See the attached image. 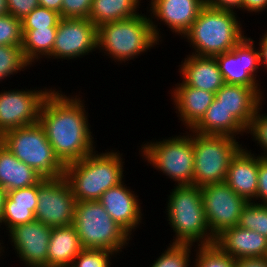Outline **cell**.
Listing matches in <instances>:
<instances>
[{
  "label": "cell",
  "instance_id": "obj_1",
  "mask_svg": "<svg viewBox=\"0 0 267 267\" xmlns=\"http://www.w3.org/2000/svg\"><path fill=\"white\" fill-rule=\"evenodd\" d=\"M82 101L79 95L70 97L61 90L51 88L39 110L38 122L64 165L79 161L95 151L94 138Z\"/></svg>",
  "mask_w": 267,
  "mask_h": 267
},
{
  "label": "cell",
  "instance_id": "obj_2",
  "mask_svg": "<svg viewBox=\"0 0 267 267\" xmlns=\"http://www.w3.org/2000/svg\"><path fill=\"white\" fill-rule=\"evenodd\" d=\"M123 154L96 151L85 158L65 165L64 176L76 202L99 201L102 194L123 182Z\"/></svg>",
  "mask_w": 267,
  "mask_h": 267
},
{
  "label": "cell",
  "instance_id": "obj_3",
  "mask_svg": "<svg viewBox=\"0 0 267 267\" xmlns=\"http://www.w3.org/2000/svg\"><path fill=\"white\" fill-rule=\"evenodd\" d=\"M153 20L145 14L109 22L97 27V49L122 63L145 53L161 42Z\"/></svg>",
  "mask_w": 267,
  "mask_h": 267
},
{
  "label": "cell",
  "instance_id": "obj_4",
  "mask_svg": "<svg viewBox=\"0 0 267 267\" xmlns=\"http://www.w3.org/2000/svg\"><path fill=\"white\" fill-rule=\"evenodd\" d=\"M236 11L216 9L206 4L189 30L182 36L195 52L192 55L215 57L233 49L244 37L245 31Z\"/></svg>",
  "mask_w": 267,
  "mask_h": 267
},
{
  "label": "cell",
  "instance_id": "obj_5",
  "mask_svg": "<svg viewBox=\"0 0 267 267\" xmlns=\"http://www.w3.org/2000/svg\"><path fill=\"white\" fill-rule=\"evenodd\" d=\"M167 203V216L170 227L175 232L172 243L211 245L215 238L208 227L201 187L196 185H176L171 189Z\"/></svg>",
  "mask_w": 267,
  "mask_h": 267
},
{
  "label": "cell",
  "instance_id": "obj_6",
  "mask_svg": "<svg viewBox=\"0 0 267 267\" xmlns=\"http://www.w3.org/2000/svg\"><path fill=\"white\" fill-rule=\"evenodd\" d=\"M73 226L83 249H106L120 253L132 239L99 201L76 202Z\"/></svg>",
  "mask_w": 267,
  "mask_h": 267
},
{
  "label": "cell",
  "instance_id": "obj_7",
  "mask_svg": "<svg viewBox=\"0 0 267 267\" xmlns=\"http://www.w3.org/2000/svg\"><path fill=\"white\" fill-rule=\"evenodd\" d=\"M0 142L43 178H59L65 173V165L56 156L39 122L5 132Z\"/></svg>",
  "mask_w": 267,
  "mask_h": 267
},
{
  "label": "cell",
  "instance_id": "obj_8",
  "mask_svg": "<svg viewBox=\"0 0 267 267\" xmlns=\"http://www.w3.org/2000/svg\"><path fill=\"white\" fill-rule=\"evenodd\" d=\"M191 132L186 136L147 142L140 148L145 161L176 181L177 184L174 185H194L193 131Z\"/></svg>",
  "mask_w": 267,
  "mask_h": 267
},
{
  "label": "cell",
  "instance_id": "obj_9",
  "mask_svg": "<svg viewBox=\"0 0 267 267\" xmlns=\"http://www.w3.org/2000/svg\"><path fill=\"white\" fill-rule=\"evenodd\" d=\"M228 135H200L193 132L194 185L203 187L223 183L230 162L242 148Z\"/></svg>",
  "mask_w": 267,
  "mask_h": 267
},
{
  "label": "cell",
  "instance_id": "obj_10",
  "mask_svg": "<svg viewBox=\"0 0 267 267\" xmlns=\"http://www.w3.org/2000/svg\"><path fill=\"white\" fill-rule=\"evenodd\" d=\"M36 220L51 227L73 224L76 199L65 176L43 178L37 184Z\"/></svg>",
  "mask_w": 267,
  "mask_h": 267
},
{
  "label": "cell",
  "instance_id": "obj_11",
  "mask_svg": "<svg viewBox=\"0 0 267 267\" xmlns=\"http://www.w3.org/2000/svg\"><path fill=\"white\" fill-rule=\"evenodd\" d=\"M201 196L205 218L214 238L225 229L238 225L242 209L248 203L225 182L201 187Z\"/></svg>",
  "mask_w": 267,
  "mask_h": 267
},
{
  "label": "cell",
  "instance_id": "obj_12",
  "mask_svg": "<svg viewBox=\"0 0 267 267\" xmlns=\"http://www.w3.org/2000/svg\"><path fill=\"white\" fill-rule=\"evenodd\" d=\"M45 90H9L0 92V137L7 131L38 123Z\"/></svg>",
  "mask_w": 267,
  "mask_h": 267
},
{
  "label": "cell",
  "instance_id": "obj_13",
  "mask_svg": "<svg viewBox=\"0 0 267 267\" xmlns=\"http://www.w3.org/2000/svg\"><path fill=\"white\" fill-rule=\"evenodd\" d=\"M97 49V27L89 18H61L50 58L76 59Z\"/></svg>",
  "mask_w": 267,
  "mask_h": 267
},
{
  "label": "cell",
  "instance_id": "obj_14",
  "mask_svg": "<svg viewBox=\"0 0 267 267\" xmlns=\"http://www.w3.org/2000/svg\"><path fill=\"white\" fill-rule=\"evenodd\" d=\"M254 40L247 35L230 51L215 56L224 83L259 87L256 79L259 63V51Z\"/></svg>",
  "mask_w": 267,
  "mask_h": 267
},
{
  "label": "cell",
  "instance_id": "obj_15",
  "mask_svg": "<svg viewBox=\"0 0 267 267\" xmlns=\"http://www.w3.org/2000/svg\"><path fill=\"white\" fill-rule=\"evenodd\" d=\"M7 233L25 267H47L48 245L52 228L38 220L21 224Z\"/></svg>",
  "mask_w": 267,
  "mask_h": 267
},
{
  "label": "cell",
  "instance_id": "obj_16",
  "mask_svg": "<svg viewBox=\"0 0 267 267\" xmlns=\"http://www.w3.org/2000/svg\"><path fill=\"white\" fill-rule=\"evenodd\" d=\"M124 184L123 180L105 191L99 202L111 218L131 236L132 230H136L140 225L143 214L138 196Z\"/></svg>",
  "mask_w": 267,
  "mask_h": 267
},
{
  "label": "cell",
  "instance_id": "obj_17",
  "mask_svg": "<svg viewBox=\"0 0 267 267\" xmlns=\"http://www.w3.org/2000/svg\"><path fill=\"white\" fill-rule=\"evenodd\" d=\"M260 88L225 83L215 93V98L247 130L264 101Z\"/></svg>",
  "mask_w": 267,
  "mask_h": 267
},
{
  "label": "cell",
  "instance_id": "obj_18",
  "mask_svg": "<svg viewBox=\"0 0 267 267\" xmlns=\"http://www.w3.org/2000/svg\"><path fill=\"white\" fill-rule=\"evenodd\" d=\"M206 4L207 0H151L150 19H160L173 33L183 36Z\"/></svg>",
  "mask_w": 267,
  "mask_h": 267
},
{
  "label": "cell",
  "instance_id": "obj_19",
  "mask_svg": "<svg viewBox=\"0 0 267 267\" xmlns=\"http://www.w3.org/2000/svg\"><path fill=\"white\" fill-rule=\"evenodd\" d=\"M214 244L236 259L267 256V238L253 230L234 226L215 237Z\"/></svg>",
  "mask_w": 267,
  "mask_h": 267
},
{
  "label": "cell",
  "instance_id": "obj_20",
  "mask_svg": "<svg viewBox=\"0 0 267 267\" xmlns=\"http://www.w3.org/2000/svg\"><path fill=\"white\" fill-rule=\"evenodd\" d=\"M259 154L241 148L230 162L225 183L247 202H254L257 194ZM254 199V200H253Z\"/></svg>",
  "mask_w": 267,
  "mask_h": 267
},
{
  "label": "cell",
  "instance_id": "obj_21",
  "mask_svg": "<svg viewBox=\"0 0 267 267\" xmlns=\"http://www.w3.org/2000/svg\"><path fill=\"white\" fill-rule=\"evenodd\" d=\"M179 68L183 82L197 89L216 93L225 83L215 57L188 55ZM181 69V70H180Z\"/></svg>",
  "mask_w": 267,
  "mask_h": 267
},
{
  "label": "cell",
  "instance_id": "obj_22",
  "mask_svg": "<svg viewBox=\"0 0 267 267\" xmlns=\"http://www.w3.org/2000/svg\"><path fill=\"white\" fill-rule=\"evenodd\" d=\"M171 91L173 104L180 121L191 130L205 115L206 110L212 104L215 93L197 89L182 83H177ZM173 94V95H172ZM185 123V124H184Z\"/></svg>",
  "mask_w": 267,
  "mask_h": 267
},
{
  "label": "cell",
  "instance_id": "obj_23",
  "mask_svg": "<svg viewBox=\"0 0 267 267\" xmlns=\"http://www.w3.org/2000/svg\"><path fill=\"white\" fill-rule=\"evenodd\" d=\"M37 184L6 192L0 224L7 230L36 220Z\"/></svg>",
  "mask_w": 267,
  "mask_h": 267
},
{
  "label": "cell",
  "instance_id": "obj_24",
  "mask_svg": "<svg viewBox=\"0 0 267 267\" xmlns=\"http://www.w3.org/2000/svg\"><path fill=\"white\" fill-rule=\"evenodd\" d=\"M42 179L35 169L17 159L0 142V186L6 192L33 186Z\"/></svg>",
  "mask_w": 267,
  "mask_h": 267
},
{
  "label": "cell",
  "instance_id": "obj_25",
  "mask_svg": "<svg viewBox=\"0 0 267 267\" xmlns=\"http://www.w3.org/2000/svg\"><path fill=\"white\" fill-rule=\"evenodd\" d=\"M82 250L78 233L73 224L52 228L48 245L47 267H70Z\"/></svg>",
  "mask_w": 267,
  "mask_h": 267
},
{
  "label": "cell",
  "instance_id": "obj_26",
  "mask_svg": "<svg viewBox=\"0 0 267 267\" xmlns=\"http://www.w3.org/2000/svg\"><path fill=\"white\" fill-rule=\"evenodd\" d=\"M200 135H228L236 138L237 134H247V130L219 104L214 98L202 119L191 129Z\"/></svg>",
  "mask_w": 267,
  "mask_h": 267
},
{
  "label": "cell",
  "instance_id": "obj_27",
  "mask_svg": "<svg viewBox=\"0 0 267 267\" xmlns=\"http://www.w3.org/2000/svg\"><path fill=\"white\" fill-rule=\"evenodd\" d=\"M141 0H93L89 19L96 27L122 19L135 17Z\"/></svg>",
  "mask_w": 267,
  "mask_h": 267
},
{
  "label": "cell",
  "instance_id": "obj_28",
  "mask_svg": "<svg viewBox=\"0 0 267 267\" xmlns=\"http://www.w3.org/2000/svg\"><path fill=\"white\" fill-rule=\"evenodd\" d=\"M22 30V52L26 61L34 64L35 60L43 57H50L55 43L57 27L42 29H21ZM33 62V63H32Z\"/></svg>",
  "mask_w": 267,
  "mask_h": 267
},
{
  "label": "cell",
  "instance_id": "obj_29",
  "mask_svg": "<svg viewBox=\"0 0 267 267\" xmlns=\"http://www.w3.org/2000/svg\"><path fill=\"white\" fill-rule=\"evenodd\" d=\"M238 226L256 231L267 238V205L248 202L242 209Z\"/></svg>",
  "mask_w": 267,
  "mask_h": 267
},
{
  "label": "cell",
  "instance_id": "obj_30",
  "mask_svg": "<svg viewBox=\"0 0 267 267\" xmlns=\"http://www.w3.org/2000/svg\"><path fill=\"white\" fill-rule=\"evenodd\" d=\"M22 46H7L0 45V81L10 75L17 74L18 71L29 67V63L26 61Z\"/></svg>",
  "mask_w": 267,
  "mask_h": 267
},
{
  "label": "cell",
  "instance_id": "obj_31",
  "mask_svg": "<svg viewBox=\"0 0 267 267\" xmlns=\"http://www.w3.org/2000/svg\"><path fill=\"white\" fill-rule=\"evenodd\" d=\"M192 246L194 245L171 243L151 267H189Z\"/></svg>",
  "mask_w": 267,
  "mask_h": 267
},
{
  "label": "cell",
  "instance_id": "obj_32",
  "mask_svg": "<svg viewBox=\"0 0 267 267\" xmlns=\"http://www.w3.org/2000/svg\"><path fill=\"white\" fill-rule=\"evenodd\" d=\"M193 267H235V259L223 253L215 244L198 245Z\"/></svg>",
  "mask_w": 267,
  "mask_h": 267
},
{
  "label": "cell",
  "instance_id": "obj_33",
  "mask_svg": "<svg viewBox=\"0 0 267 267\" xmlns=\"http://www.w3.org/2000/svg\"><path fill=\"white\" fill-rule=\"evenodd\" d=\"M60 19V13L57 11L37 6L27 16L21 19V29L57 27Z\"/></svg>",
  "mask_w": 267,
  "mask_h": 267
},
{
  "label": "cell",
  "instance_id": "obj_34",
  "mask_svg": "<svg viewBox=\"0 0 267 267\" xmlns=\"http://www.w3.org/2000/svg\"><path fill=\"white\" fill-rule=\"evenodd\" d=\"M114 254L117 253L106 249H83L70 267H110Z\"/></svg>",
  "mask_w": 267,
  "mask_h": 267
},
{
  "label": "cell",
  "instance_id": "obj_35",
  "mask_svg": "<svg viewBox=\"0 0 267 267\" xmlns=\"http://www.w3.org/2000/svg\"><path fill=\"white\" fill-rule=\"evenodd\" d=\"M0 45L22 46L20 19L10 14L0 16Z\"/></svg>",
  "mask_w": 267,
  "mask_h": 267
},
{
  "label": "cell",
  "instance_id": "obj_36",
  "mask_svg": "<svg viewBox=\"0 0 267 267\" xmlns=\"http://www.w3.org/2000/svg\"><path fill=\"white\" fill-rule=\"evenodd\" d=\"M260 106L256 110L252 122L247 129V133L252 135L253 140L263 149L260 156L267 157V114H260ZM264 154V155H263Z\"/></svg>",
  "mask_w": 267,
  "mask_h": 267
},
{
  "label": "cell",
  "instance_id": "obj_37",
  "mask_svg": "<svg viewBox=\"0 0 267 267\" xmlns=\"http://www.w3.org/2000/svg\"><path fill=\"white\" fill-rule=\"evenodd\" d=\"M93 0H62L61 18H88Z\"/></svg>",
  "mask_w": 267,
  "mask_h": 267
},
{
  "label": "cell",
  "instance_id": "obj_38",
  "mask_svg": "<svg viewBox=\"0 0 267 267\" xmlns=\"http://www.w3.org/2000/svg\"><path fill=\"white\" fill-rule=\"evenodd\" d=\"M6 5L8 14L21 20L39 6V0H6Z\"/></svg>",
  "mask_w": 267,
  "mask_h": 267
},
{
  "label": "cell",
  "instance_id": "obj_39",
  "mask_svg": "<svg viewBox=\"0 0 267 267\" xmlns=\"http://www.w3.org/2000/svg\"><path fill=\"white\" fill-rule=\"evenodd\" d=\"M256 200L261 202L259 204L267 205V157H261L260 155L257 178V194L255 201Z\"/></svg>",
  "mask_w": 267,
  "mask_h": 267
},
{
  "label": "cell",
  "instance_id": "obj_40",
  "mask_svg": "<svg viewBox=\"0 0 267 267\" xmlns=\"http://www.w3.org/2000/svg\"><path fill=\"white\" fill-rule=\"evenodd\" d=\"M207 4L226 11H234V8L242 10V0H207Z\"/></svg>",
  "mask_w": 267,
  "mask_h": 267
},
{
  "label": "cell",
  "instance_id": "obj_41",
  "mask_svg": "<svg viewBox=\"0 0 267 267\" xmlns=\"http://www.w3.org/2000/svg\"><path fill=\"white\" fill-rule=\"evenodd\" d=\"M235 267H267V257H244L236 259Z\"/></svg>",
  "mask_w": 267,
  "mask_h": 267
},
{
  "label": "cell",
  "instance_id": "obj_42",
  "mask_svg": "<svg viewBox=\"0 0 267 267\" xmlns=\"http://www.w3.org/2000/svg\"><path fill=\"white\" fill-rule=\"evenodd\" d=\"M267 8V0H242V10L248 12H263Z\"/></svg>",
  "mask_w": 267,
  "mask_h": 267
},
{
  "label": "cell",
  "instance_id": "obj_43",
  "mask_svg": "<svg viewBox=\"0 0 267 267\" xmlns=\"http://www.w3.org/2000/svg\"><path fill=\"white\" fill-rule=\"evenodd\" d=\"M266 34H263L262 38L260 39L258 51H259V63L260 66L264 65L267 68V31Z\"/></svg>",
  "mask_w": 267,
  "mask_h": 267
},
{
  "label": "cell",
  "instance_id": "obj_44",
  "mask_svg": "<svg viewBox=\"0 0 267 267\" xmlns=\"http://www.w3.org/2000/svg\"><path fill=\"white\" fill-rule=\"evenodd\" d=\"M39 6L57 11L61 16L62 0H39Z\"/></svg>",
  "mask_w": 267,
  "mask_h": 267
},
{
  "label": "cell",
  "instance_id": "obj_45",
  "mask_svg": "<svg viewBox=\"0 0 267 267\" xmlns=\"http://www.w3.org/2000/svg\"><path fill=\"white\" fill-rule=\"evenodd\" d=\"M5 197H6V191L0 186V220L3 211Z\"/></svg>",
  "mask_w": 267,
  "mask_h": 267
},
{
  "label": "cell",
  "instance_id": "obj_46",
  "mask_svg": "<svg viewBox=\"0 0 267 267\" xmlns=\"http://www.w3.org/2000/svg\"><path fill=\"white\" fill-rule=\"evenodd\" d=\"M8 14L6 0H0V16Z\"/></svg>",
  "mask_w": 267,
  "mask_h": 267
},
{
  "label": "cell",
  "instance_id": "obj_47",
  "mask_svg": "<svg viewBox=\"0 0 267 267\" xmlns=\"http://www.w3.org/2000/svg\"><path fill=\"white\" fill-rule=\"evenodd\" d=\"M1 244H2V243L0 242V254H1L2 250H3V252H4V248H5V247H3ZM0 256H1V255H0Z\"/></svg>",
  "mask_w": 267,
  "mask_h": 267
}]
</instances>
